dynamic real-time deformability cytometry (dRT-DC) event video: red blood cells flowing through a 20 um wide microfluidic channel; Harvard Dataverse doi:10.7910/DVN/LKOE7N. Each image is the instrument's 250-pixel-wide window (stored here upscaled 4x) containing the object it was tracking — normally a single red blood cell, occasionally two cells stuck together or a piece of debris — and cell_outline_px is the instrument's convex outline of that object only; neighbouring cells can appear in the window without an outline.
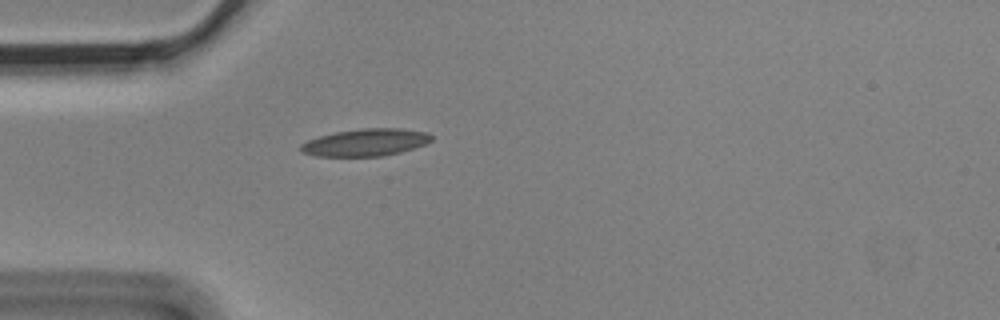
{"species": "Egyptian fruit bat (a non-hibernating species)", "species_latin": "Rousettus aegyptiacus", "temperature_condition": "cold", "stored_images_in_passage": 1, "camera_frame_rate_fps": 3000, "um_per_image_px": 0.085, "animal": {"sex": "male"}, "frame": {"image": 1, "passage_image": 1, "time_ms": 0.0, "image_size_px": [1000, 320], "cell_outline_px": [[432, 140], [424, 144], [400, 152], [384, 156], [316, 156], [304, 152], [300, 148], [300, 144], [308, 140], [320, 136], [336, 132], [360, 128], [400, 128], [428, 132], [432, 136]], "centroid_in_image_um": [31.09, 12.1], "position_along_channel_um": 53.9, "area_um2": 20.63}}